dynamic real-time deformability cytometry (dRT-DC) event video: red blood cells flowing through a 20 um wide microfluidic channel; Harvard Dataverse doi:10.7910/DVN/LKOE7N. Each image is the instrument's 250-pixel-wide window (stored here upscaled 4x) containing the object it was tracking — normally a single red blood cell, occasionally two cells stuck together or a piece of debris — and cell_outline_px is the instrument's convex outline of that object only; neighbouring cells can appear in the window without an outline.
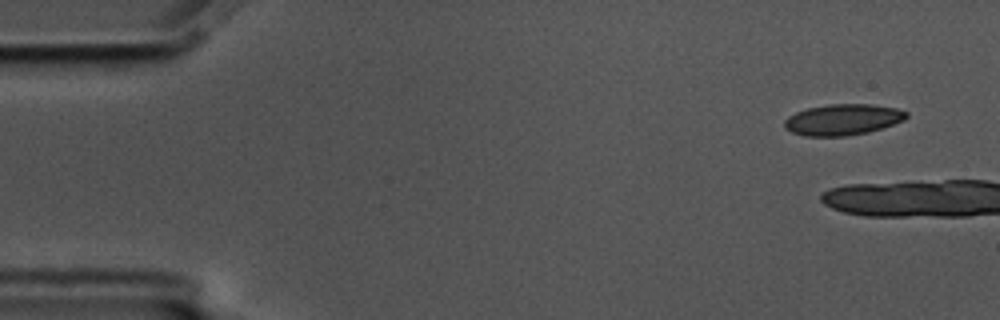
{"species": "common noctule bat (a hibernating species)", "species_latin": "Nyctalus noctula", "temperature_condition": "cold", "stored_images_in_passage": 5, "camera_frame_rate_fps": 3000, "um_per_image_px": 0.085, "animal": {"sex": "male", "body_mass_g": 17.5, "forearm_length_mm": 52.3}, "frame": {"image": 1, "passage_image": 1, "time_ms": 0.0, "image_size_px": [1000, 320], "cell_outline_px": [[908, 116], [904, 120], [868, 132], [844, 136], [804, 136], [792, 132], [784, 128], [784, 120], [788, 116], [796, 112], [808, 108], [828, 104], [872, 104], [896, 108], [908, 112]], "centroid_in_image_um": [71.61, 10.16], "position_along_channel_um": 13.4, "area_um2": 22.02}}